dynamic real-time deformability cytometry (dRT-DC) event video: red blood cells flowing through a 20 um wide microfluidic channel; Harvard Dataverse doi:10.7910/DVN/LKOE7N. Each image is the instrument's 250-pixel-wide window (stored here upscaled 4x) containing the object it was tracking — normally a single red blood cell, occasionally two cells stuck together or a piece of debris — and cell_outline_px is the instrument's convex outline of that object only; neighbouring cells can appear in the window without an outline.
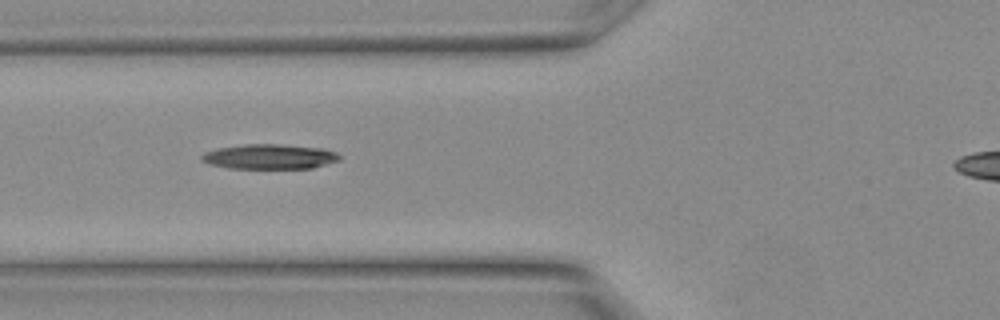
{"species": "Egyptian fruit bat (a non-hibernating species)", "species_latin": "Rousettus aegyptiacus", "temperature_condition": "warm", "stored_images_in_passage": 22, "camera_frame_rate_fps": 3000, "um_per_image_px": 0.085, "animal": {"sex": "female"}, "frame": {"image": 1, "passage_image": 7, "time_ms": 2.0, "image_size_px": [1000, 320], "cell_outline_px": [[340, 160], [312, 168], [228, 168], [208, 164], [200, 160], [200, 156], [204, 152], [216, 148], [244, 144], [276, 144], [324, 148], [336, 152], [340, 156]], "centroid_in_image_um": [22.87, 13.31], "position_along_channel_um": 102.9, "area_um2": 20.11}}